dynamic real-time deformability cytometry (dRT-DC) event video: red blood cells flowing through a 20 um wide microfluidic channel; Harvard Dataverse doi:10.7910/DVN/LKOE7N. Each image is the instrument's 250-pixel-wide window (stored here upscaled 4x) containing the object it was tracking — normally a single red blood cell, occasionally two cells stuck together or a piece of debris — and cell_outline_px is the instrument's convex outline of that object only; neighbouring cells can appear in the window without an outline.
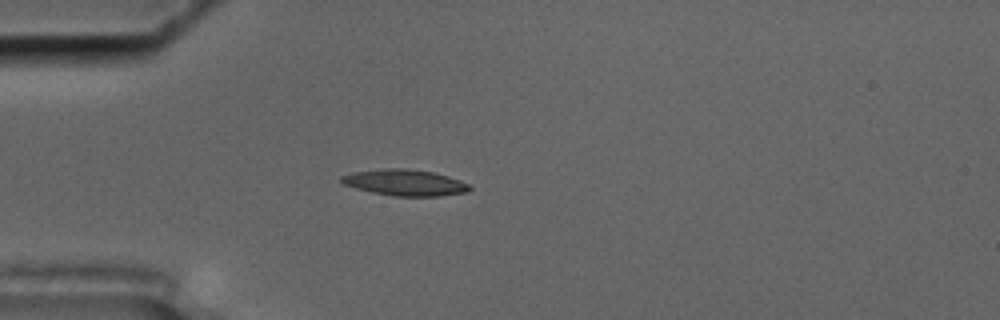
{"species": "common noctule bat (a hibernating species)", "species_latin": "Nyctalus noctula", "temperature_condition": "cold", "stored_images_in_passage": 58, "camera_frame_rate_fps": 3000, "um_per_image_px": 0.085, "animal": {"sex": "male", "body_mass_g": 17.5, "forearm_length_mm": 52.3}, "frame": {"image": 1, "passage_image": 17, "time_ms": 5.333, "image_size_px": [1000, 320], "cell_outline_px": [[472, 188], [468, 192], [440, 196], [392, 196], [372, 192], [356, 188], [344, 184], [340, 180], [340, 176], [352, 172], [384, 168], [408, 168], [432, 172], [448, 176], [460, 180], [468, 184]], "centroid_in_image_um": [34.42, 15.52], "position_along_channel_um": 50.6, "area_um2": 19.65}}
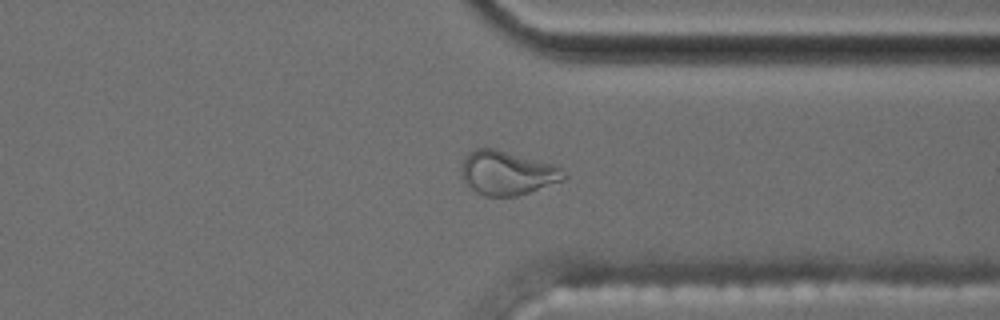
{"frame": {"image": 2, "passage_image": 45, "time_ms": 14.667, "image_size_px": [1000, 320], "cell_outline_px": [[568, 176], [564, 180], [516, 196], [484, 196], [476, 192], [464, 180], [460, 172], [464, 160], [468, 152], [476, 148], [492, 148], [556, 164]], "centroid_in_image_um": [43.12, 14.69], "position_along_channel_um": 368.3, "area_um2": 26.13}}
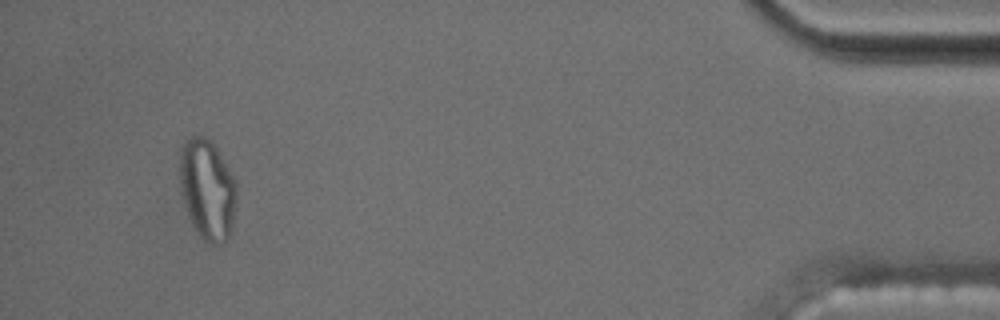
{"frame": {"image": 3, "passage_image": 55, "time_ms": 18.0, "image_size_px": [1000, 320], "cell_outline_px": [[236, 200], [232, 224], [228, 240], [224, 244], [212, 244], [204, 240], [192, 224], [188, 216], [180, 192], [180, 148], [184, 140], [192, 136], [204, 136], [216, 148], [236, 180]], "centroid_in_image_um": [17.61, 16.11], "position_along_channel_um": 417.6, "area_um2": 33.29}, "authors_computed_cell_mechanics": {"area_um2": 18.8139, "velocity_mm_per_s": 3.5355, "shape_relaxation_time_tau1_ms": null, "shape_relaxation_time_tau2_ms": 3.3368, "deformation_change_tau1": null, "deformation_change_tau2": 0.1081}}